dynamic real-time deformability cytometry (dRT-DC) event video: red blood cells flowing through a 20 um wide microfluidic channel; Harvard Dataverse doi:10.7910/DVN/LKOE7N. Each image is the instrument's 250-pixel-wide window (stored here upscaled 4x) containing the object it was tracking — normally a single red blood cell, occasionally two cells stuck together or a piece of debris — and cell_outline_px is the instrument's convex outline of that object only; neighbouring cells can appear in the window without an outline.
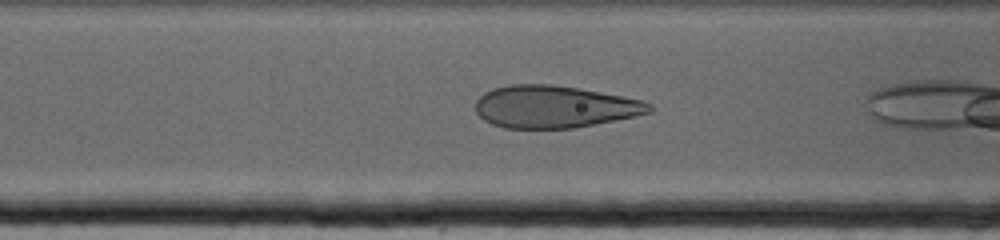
{"species": "human", "species_latin": "Homo sapiens", "temperature_condition": "cold", "stored_images_in_passage": 13, "camera_frame_rate_fps": 3000, "um_per_image_px": 0.085, "donor": {"sex": "female"}, "frame": {"image": 1, "passage_image": 10, "time_ms": 3.0, "image_size_px": [1000, 240], "cell_outline_px": [[652, 112], [636, 116], [572, 128], [504, 128], [492, 124], [484, 120], [476, 112], [476, 100], [484, 92], [492, 88], [512, 84], [552, 84], [576, 88], [620, 96], [640, 100], [652, 104]], "centroid_in_image_um": [47.08, 9.07], "position_along_channel_um": 119.5, "area_um2": 42.54}}